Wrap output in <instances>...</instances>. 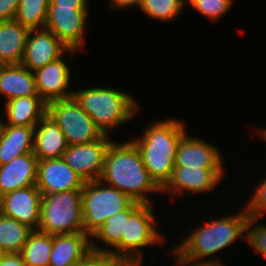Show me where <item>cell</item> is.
I'll list each match as a JSON object with an SVG mask.
<instances>
[{
  "label": "cell",
  "mask_w": 266,
  "mask_h": 266,
  "mask_svg": "<svg viewBox=\"0 0 266 266\" xmlns=\"http://www.w3.org/2000/svg\"><path fill=\"white\" fill-rule=\"evenodd\" d=\"M217 147L205 139L182 137L175 155V167H198L202 169H224L223 160Z\"/></svg>",
  "instance_id": "cell-16"
},
{
  "label": "cell",
  "mask_w": 266,
  "mask_h": 266,
  "mask_svg": "<svg viewBox=\"0 0 266 266\" xmlns=\"http://www.w3.org/2000/svg\"><path fill=\"white\" fill-rule=\"evenodd\" d=\"M177 266H223V263L220 262L219 258H211L210 260H190V259H178ZM225 266V265H224Z\"/></svg>",
  "instance_id": "cell-34"
},
{
  "label": "cell",
  "mask_w": 266,
  "mask_h": 266,
  "mask_svg": "<svg viewBox=\"0 0 266 266\" xmlns=\"http://www.w3.org/2000/svg\"><path fill=\"white\" fill-rule=\"evenodd\" d=\"M257 220L259 219L248 216L246 220L245 240L249 246L251 245L254 250L266 258V225L256 223Z\"/></svg>",
  "instance_id": "cell-30"
},
{
  "label": "cell",
  "mask_w": 266,
  "mask_h": 266,
  "mask_svg": "<svg viewBox=\"0 0 266 266\" xmlns=\"http://www.w3.org/2000/svg\"><path fill=\"white\" fill-rule=\"evenodd\" d=\"M53 235L32 230L20 254L25 266H49Z\"/></svg>",
  "instance_id": "cell-25"
},
{
  "label": "cell",
  "mask_w": 266,
  "mask_h": 266,
  "mask_svg": "<svg viewBox=\"0 0 266 266\" xmlns=\"http://www.w3.org/2000/svg\"><path fill=\"white\" fill-rule=\"evenodd\" d=\"M92 266H135L131 261L109 253L92 252Z\"/></svg>",
  "instance_id": "cell-32"
},
{
  "label": "cell",
  "mask_w": 266,
  "mask_h": 266,
  "mask_svg": "<svg viewBox=\"0 0 266 266\" xmlns=\"http://www.w3.org/2000/svg\"><path fill=\"white\" fill-rule=\"evenodd\" d=\"M65 52L74 55L78 51L69 50L53 33L45 28L30 30L21 64L29 71L35 72L46 64L64 56Z\"/></svg>",
  "instance_id": "cell-11"
},
{
  "label": "cell",
  "mask_w": 266,
  "mask_h": 266,
  "mask_svg": "<svg viewBox=\"0 0 266 266\" xmlns=\"http://www.w3.org/2000/svg\"><path fill=\"white\" fill-rule=\"evenodd\" d=\"M29 31L15 19L0 22V65L21 64Z\"/></svg>",
  "instance_id": "cell-23"
},
{
  "label": "cell",
  "mask_w": 266,
  "mask_h": 266,
  "mask_svg": "<svg viewBox=\"0 0 266 266\" xmlns=\"http://www.w3.org/2000/svg\"><path fill=\"white\" fill-rule=\"evenodd\" d=\"M185 5V0H142L139 9L148 17L166 23L177 18Z\"/></svg>",
  "instance_id": "cell-28"
},
{
  "label": "cell",
  "mask_w": 266,
  "mask_h": 266,
  "mask_svg": "<svg viewBox=\"0 0 266 266\" xmlns=\"http://www.w3.org/2000/svg\"><path fill=\"white\" fill-rule=\"evenodd\" d=\"M7 121L3 125L35 127L47 114V103L40 96H25L6 101Z\"/></svg>",
  "instance_id": "cell-22"
},
{
  "label": "cell",
  "mask_w": 266,
  "mask_h": 266,
  "mask_svg": "<svg viewBox=\"0 0 266 266\" xmlns=\"http://www.w3.org/2000/svg\"><path fill=\"white\" fill-rule=\"evenodd\" d=\"M73 98L107 136L113 129L131 121L140 107L132 95L111 87L77 90Z\"/></svg>",
  "instance_id": "cell-4"
},
{
  "label": "cell",
  "mask_w": 266,
  "mask_h": 266,
  "mask_svg": "<svg viewBox=\"0 0 266 266\" xmlns=\"http://www.w3.org/2000/svg\"><path fill=\"white\" fill-rule=\"evenodd\" d=\"M142 203L134 201L126 210L109 217L91 236L94 240L104 242L106 247L91 242L92 251L96 253H109L121 257V238L125 235L126 219Z\"/></svg>",
  "instance_id": "cell-19"
},
{
  "label": "cell",
  "mask_w": 266,
  "mask_h": 266,
  "mask_svg": "<svg viewBox=\"0 0 266 266\" xmlns=\"http://www.w3.org/2000/svg\"><path fill=\"white\" fill-rule=\"evenodd\" d=\"M99 180L142 204H152L147 193L162 192L150 177L140 150L132 140L122 144L111 141Z\"/></svg>",
  "instance_id": "cell-1"
},
{
  "label": "cell",
  "mask_w": 266,
  "mask_h": 266,
  "mask_svg": "<svg viewBox=\"0 0 266 266\" xmlns=\"http://www.w3.org/2000/svg\"><path fill=\"white\" fill-rule=\"evenodd\" d=\"M257 185L245 208L249 216L259 219L266 212V178Z\"/></svg>",
  "instance_id": "cell-31"
},
{
  "label": "cell",
  "mask_w": 266,
  "mask_h": 266,
  "mask_svg": "<svg viewBox=\"0 0 266 266\" xmlns=\"http://www.w3.org/2000/svg\"><path fill=\"white\" fill-rule=\"evenodd\" d=\"M111 3L110 6H114L115 8H124L126 9L127 7H132V6H138V8L140 7V4L142 2V0H109Z\"/></svg>",
  "instance_id": "cell-37"
},
{
  "label": "cell",
  "mask_w": 266,
  "mask_h": 266,
  "mask_svg": "<svg viewBox=\"0 0 266 266\" xmlns=\"http://www.w3.org/2000/svg\"><path fill=\"white\" fill-rule=\"evenodd\" d=\"M152 206L153 204H141L126 219L125 235L121 238V257L135 266H142L144 254L141 248L162 245L166 240L156 229L157 220Z\"/></svg>",
  "instance_id": "cell-8"
},
{
  "label": "cell",
  "mask_w": 266,
  "mask_h": 266,
  "mask_svg": "<svg viewBox=\"0 0 266 266\" xmlns=\"http://www.w3.org/2000/svg\"><path fill=\"white\" fill-rule=\"evenodd\" d=\"M41 193L36 185L17 189L0 197V213L38 230Z\"/></svg>",
  "instance_id": "cell-12"
},
{
  "label": "cell",
  "mask_w": 266,
  "mask_h": 266,
  "mask_svg": "<svg viewBox=\"0 0 266 266\" xmlns=\"http://www.w3.org/2000/svg\"><path fill=\"white\" fill-rule=\"evenodd\" d=\"M88 9L49 5L44 28L53 33L69 50L79 51L85 41Z\"/></svg>",
  "instance_id": "cell-9"
},
{
  "label": "cell",
  "mask_w": 266,
  "mask_h": 266,
  "mask_svg": "<svg viewBox=\"0 0 266 266\" xmlns=\"http://www.w3.org/2000/svg\"><path fill=\"white\" fill-rule=\"evenodd\" d=\"M163 120L153 122L144 129L143 136L132 139L140 150L150 177L161 189L173 175L177 148L187 132L185 125L179 120Z\"/></svg>",
  "instance_id": "cell-2"
},
{
  "label": "cell",
  "mask_w": 266,
  "mask_h": 266,
  "mask_svg": "<svg viewBox=\"0 0 266 266\" xmlns=\"http://www.w3.org/2000/svg\"><path fill=\"white\" fill-rule=\"evenodd\" d=\"M111 141L95 140L85 144L68 146L62 154V159L85 182L99 180Z\"/></svg>",
  "instance_id": "cell-10"
},
{
  "label": "cell",
  "mask_w": 266,
  "mask_h": 266,
  "mask_svg": "<svg viewBox=\"0 0 266 266\" xmlns=\"http://www.w3.org/2000/svg\"><path fill=\"white\" fill-rule=\"evenodd\" d=\"M199 11L206 18L216 21L231 9L233 0H186V4Z\"/></svg>",
  "instance_id": "cell-29"
},
{
  "label": "cell",
  "mask_w": 266,
  "mask_h": 266,
  "mask_svg": "<svg viewBox=\"0 0 266 266\" xmlns=\"http://www.w3.org/2000/svg\"><path fill=\"white\" fill-rule=\"evenodd\" d=\"M0 95L6 97V101L25 96H39L34 73L22 64L0 65Z\"/></svg>",
  "instance_id": "cell-21"
},
{
  "label": "cell",
  "mask_w": 266,
  "mask_h": 266,
  "mask_svg": "<svg viewBox=\"0 0 266 266\" xmlns=\"http://www.w3.org/2000/svg\"><path fill=\"white\" fill-rule=\"evenodd\" d=\"M19 0H0V22L15 19Z\"/></svg>",
  "instance_id": "cell-33"
},
{
  "label": "cell",
  "mask_w": 266,
  "mask_h": 266,
  "mask_svg": "<svg viewBox=\"0 0 266 266\" xmlns=\"http://www.w3.org/2000/svg\"><path fill=\"white\" fill-rule=\"evenodd\" d=\"M34 127L3 125L0 132V165L33 153Z\"/></svg>",
  "instance_id": "cell-24"
},
{
  "label": "cell",
  "mask_w": 266,
  "mask_h": 266,
  "mask_svg": "<svg viewBox=\"0 0 266 266\" xmlns=\"http://www.w3.org/2000/svg\"><path fill=\"white\" fill-rule=\"evenodd\" d=\"M47 115L59 126L69 146L95 140H111L74 98L47 103Z\"/></svg>",
  "instance_id": "cell-7"
},
{
  "label": "cell",
  "mask_w": 266,
  "mask_h": 266,
  "mask_svg": "<svg viewBox=\"0 0 266 266\" xmlns=\"http://www.w3.org/2000/svg\"><path fill=\"white\" fill-rule=\"evenodd\" d=\"M225 169H202L198 167H174L173 175L162 189L177 196L183 192L202 194L212 191L224 177Z\"/></svg>",
  "instance_id": "cell-14"
},
{
  "label": "cell",
  "mask_w": 266,
  "mask_h": 266,
  "mask_svg": "<svg viewBox=\"0 0 266 266\" xmlns=\"http://www.w3.org/2000/svg\"><path fill=\"white\" fill-rule=\"evenodd\" d=\"M68 146L63 132L47 114L34 127L33 153L38 160L61 158Z\"/></svg>",
  "instance_id": "cell-20"
},
{
  "label": "cell",
  "mask_w": 266,
  "mask_h": 266,
  "mask_svg": "<svg viewBox=\"0 0 266 266\" xmlns=\"http://www.w3.org/2000/svg\"><path fill=\"white\" fill-rule=\"evenodd\" d=\"M3 120L2 119H0V132H1V129H2V126H3Z\"/></svg>",
  "instance_id": "cell-39"
},
{
  "label": "cell",
  "mask_w": 266,
  "mask_h": 266,
  "mask_svg": "<svg viewBox=\"0 0 266 266\" xmlns=\"http://www.w3.org/2000/svg\"><path fill=\"white\" fill-rule=\"evenodd\" d=\"M248 213L245 206L240 213L222 216L200 224L192 230L183 242L173 249L178 259L206 260L210 255L232 245L240 237L245 239Z\"/></svg>",
  "instance_id": "cell-3"
},
{
  "label": "cell",
  "mask_w": 266,
  "mask_h": 266,
  "mask_svg": "<svg viewBox=\"0 0 266 266\" xmlns=\"http://www.w3.org/2000/svg\"><path fill=\"white\" fill-rule=\"evenodd\" d=\"M85 181L61 158L38 160L36 186L41 194L82 190Z\"/></svg>",
  "instance_id": "cell-13"
},
{
  "label": "cell",
  "mask_w": 266,
  "mask_h": 266,
  "mask_svg": "<svg viewBox=\"0 0 266 266\" xmlns=\"http://www.w3.org/2000/svg\"><path fill=\"white\" fill-rule=\"evenodd\" d=\"M133 202L127 194L100 180L85 182L81 190L85 233L92 236L109 217L126 210Z\"/></svg>",
  "instance_id": "cell-6"
},
{
  "label": "cell",
  "mask_w": 266,
  "mask_h": 266,
  "mask_svg": "<svg viewBox=\"0 0 266 266\" xmlns=\"http://www.w3.org/2000/svg\"><path fill=\"white\" fill-rule=\"evenodd\" d=\"M62 58L63 56L33 72L37 93L46 103L73 98L74 91L68 90L71 72Z\"/></svg>",
  "instance_id": "cell-15"
},
{
  "label": "cell",
  "mask_w": 266,
  "mask_h": 266,
  "mask_svg": "<svg viewBox=\"0 0 266 266\" xmlns=\"http://www.w3.org/2000/svg\"><path fill=\"white\" fill-rule=\"evenodd\" d=\"M73 266H92V253L88 255L84 260L75 263Z\"/></svg>",
  "instance_id": "cell-38"
},
{
  "label": "cell",
  "mask_w": 266,
  "mask_h": 266,
  "mask_svg": "<svg viewBox=\"0 0 266 266\" xmlns=\"http://www.w3.org/2000/svg\"><path fill=\"white\" fill-rule=\"evenodd\" d=\"M38 159L27 153L0 165V197L20 188L36 185Z\"/></svg>",
  "instance_id": "cell-17"
},
{
  "label": "cell",
  "mask_w": 266,
  "mask_h": 266,
  "mask_svg": "<svg viewBox=\"0 0 266 266\" xmlns=\"http://www.w3.org/2000/svg\"><path fill=\"white\" fill-rule=\"evenodd\" d=\"M38 230L50 235L85 233L81 190L41 194Z\"/></svg>",
  "instance_id": "cell-5"
},
{
  "label": "cell",
  "mask_w": 266,
  "mask_h": 266,
  "mask_svg": "<svg viewBox=\"0 0 266 266\" xmlns=\"http://www.w3.org/2000/svg\"><path fill=\"white\" fill-rule=\"evenodd\" d=\"M91 236L87 233L53 235L49 266H73L92 251Z\"/></svg>",
  "instance_id": "cell-18"
},
{
  "label": "cell",
  "mask_w": 266,
  "mask_h": 266,
  "mask_svg": "<svg viewBox=\"0 0 266 266\" xmlns=\"http://www.w3.org/2000/svg\"><path fill=\"white\" fill-rule=\"evenodd\" d=\"M0 266H25V263L20 253H2Z\"/></svg>",
  "instance_id": "cell-35"
},
{
  "label": "cell",
  "mask_w": 266,
  "mask_h": 266,
  "mask_svg": "<svg viewBox=\"0 0 266 266\" xmlns=\"http://www.w3.org/2000/svg\"><path fill=\"white\" fill-rule=\"evenodd\" d=\"M87 0H50L49 5H59L66 7H88Z\"/></svg>",
  "instance_id": "cell-36"
},
{
  "label": "cell",
  "mask_w": 266,
  "mask_h": 266,
  "mask_svg": "<svg viewBox=\"0 0 266 266\" xmlns=\"http://www.w3.org/2000/svg\"><path fill=\"white\" fill-rule=\"evenodd\" d=\"M31 231L27 225L0 213V251L20 253Z\"/></svg>",
  "instance_id": "cell-26"
},
{
  "label": "cell",
  "mask_w": 266,
  "mask_h": 266,
  "mask_svg": "<svg viewBox=\"0 0 266 266\" xmlns=\"http://www.w3.org/2000/svg\"><path fill=\"white\" fill-rule=\"evenodd\" d=\"M50 0H19L15 20L29 30L43 29Z\"/></svg>",
  "instance_id": "cell-27"
}]
</instances>
